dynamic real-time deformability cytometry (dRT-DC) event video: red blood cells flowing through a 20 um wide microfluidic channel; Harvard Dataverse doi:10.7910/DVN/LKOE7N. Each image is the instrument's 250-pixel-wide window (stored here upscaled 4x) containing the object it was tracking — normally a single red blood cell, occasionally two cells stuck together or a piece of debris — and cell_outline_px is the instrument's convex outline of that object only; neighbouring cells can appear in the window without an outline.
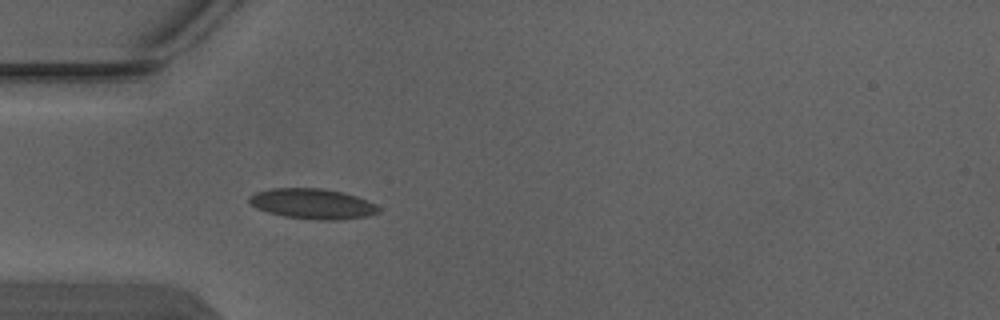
{"species": "Egyptian fruit bat (a non-hibernating species)", "species_latin": "Rousettus aegyptiacus", "temperature_condition": "warm", "stored_images_in_passage": 4, "camera_frame_rate_fps": 3000, "um_per_image_px": 0.085, "animal": {"sex": "male"}, "frame": {"image": 1, "passage_image": 4, "time_ms": 1.0, "image_size_px": [1000, 320], "cell_outline_px": [[380, 212], [368, 216], [340, 220], [320, 220], [284, 216], [268, 212], [256, 208], [248, 200], [248, 196], [256, 192], [272, 188], [320, 188], [344, 192], [356, 196], [376, 204], [380, 208]], "centroid_in_image_um": [26.58, 17.32], "position_along_channel_um": 58.4, "area_um2": 22.89}}